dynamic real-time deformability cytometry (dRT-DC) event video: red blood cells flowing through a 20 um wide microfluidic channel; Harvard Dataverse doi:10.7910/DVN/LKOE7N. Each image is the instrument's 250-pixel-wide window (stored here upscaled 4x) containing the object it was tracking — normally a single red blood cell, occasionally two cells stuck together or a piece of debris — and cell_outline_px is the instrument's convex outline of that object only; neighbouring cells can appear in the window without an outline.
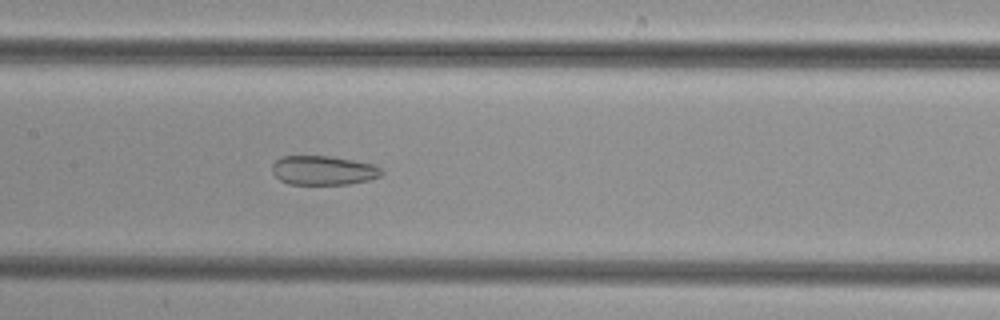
{"species": "common noctule bat (a hibernating species)", "species_latin": "Nyctalus noctula", "temperature_condition": "cold", "stored_images_in_passage": 50, "camera_frame_rate_fps": 3000, "um_per_image_px": 0.085, "animal": {"sex": "female", "body_mass_g": 29.2, "forearm_length_mm": 56.3}, "frame": {"image": 1, "passage_image": 24, "time_ms": 7.667, "image_size_px": [1000, 320], "cell_outline_px": [[384, 172], [380, 176], [368, 180], [348, 184], [288, 184], [280, 180], [272, 172], [272, 164], [276, 160], [284, 156], [332, 156], [356, 160], [376, 164]], "centroid_in_image_um": [27.51, 14.47], "position_along_channel_um": 179.9, "area_um2": 18.79}}
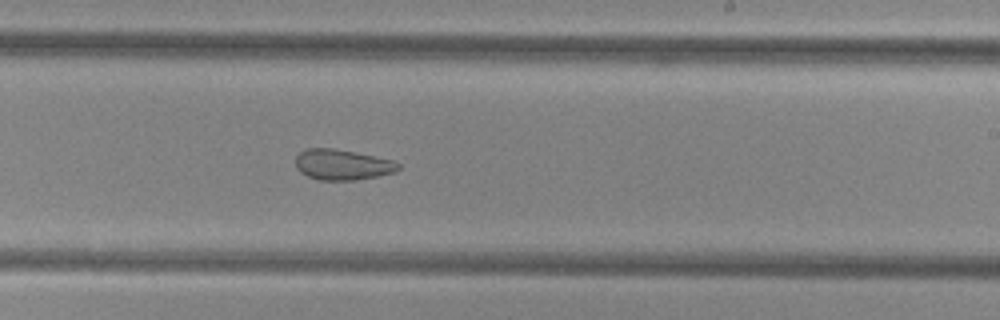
{"frame": {"image": 2, "passage_image": 30, "time_ms": 9.667, "image_size_px": [1000, 320], "cell_outline_px": [[400, 168], [396, 172], [380, 176], [356, 180], [320, 180], [308, 176], [300, 172], [296, 168], [296, 156], [300, 152], [308, 148], [332, 148], [392, 160], [400, 164]], "centroid_in_image_um": [29.1, 14.01], "position_along_channel_um": 259.9, "area_um2": 18.21}}
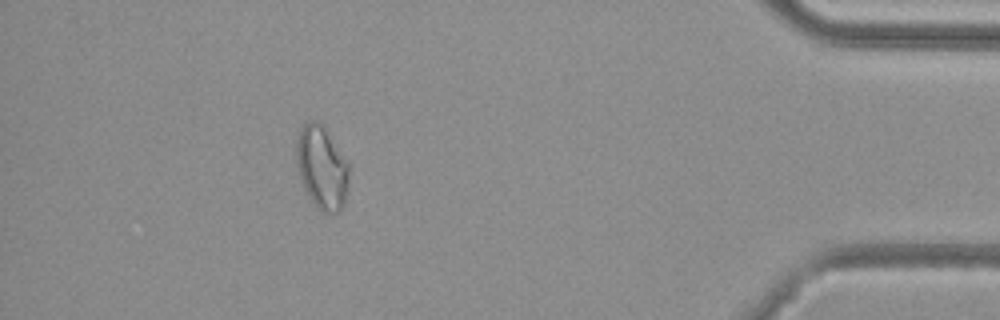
{"frame": {"image": 3, "passage_image": 45, "time_ms": 14.667, "image_size_px": [1000, 320], "cell_outline_px": [[348, 188], [344, 204], [340, 212], [324, 212], [316, 208], [308, 196], [304, 188], [296, 164], [296, 140], [300, 128], [308, 120], [316, 120], [324, 128], [348, 164]], "centroid_in_image_um": [27.33, 14.27], "position_along_channel_um": 407.9, "area_um2": 25.26}}